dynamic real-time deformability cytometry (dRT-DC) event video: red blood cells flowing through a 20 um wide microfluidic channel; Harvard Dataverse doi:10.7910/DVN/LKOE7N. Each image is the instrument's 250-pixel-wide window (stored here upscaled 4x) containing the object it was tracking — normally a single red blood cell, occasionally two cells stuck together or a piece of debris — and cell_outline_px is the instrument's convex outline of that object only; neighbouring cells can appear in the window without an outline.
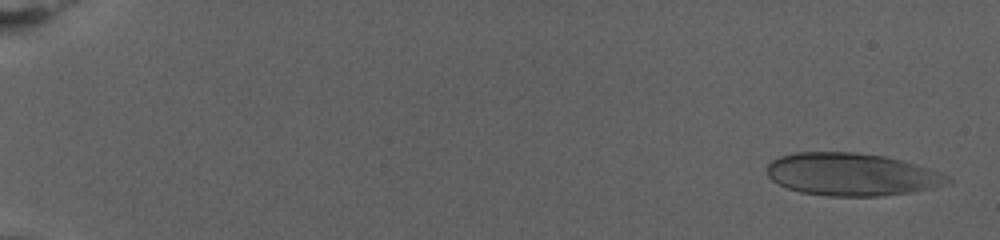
{"species": "human", "species_latin": "Homo sapiens", "temperature_condition": "warm", "stored_images_in_passage": 75, "camera_frame_rate_fps": 3000, "um_per_image_px": 0.085, "donor": {"sex": "female"}, "frame": {"image": 1, "passage_image": 3, "time_ms": 0.667, "image_size_px": [1000, 240], "cell_outline_px": [[952, 180], [928, 188], [912, 192], [880, 196], [828, 196], [800, 192], [788, 188], [772, 180], [768, 176], [768, 164], [772, 160], [780, 156], [796, 152], [856, 152], [884, 156], [900, 160], [928, 168], [948, 176]], "centroid_in_image_um": [72.33, 14.82], "position_along_channel_um": 12.7, "area_um2": 44.39}}
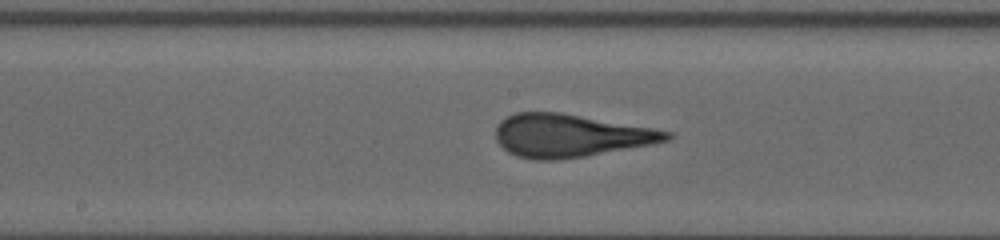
{"frame": {"image": 2, "passage_image": 42, "time_ms": 13.667, "image_size_px": [1000, 240], "cell_outline_px": [[672, 136], [668, 140], [652, 144], [584, 156], [556, 160], [532, 160], [516, 156], [508, 152], [496, 140], [496, 124], [500, 120], [516, 112], [560, 112], [652, 128], [672, 132]], "centroid_in_image_um": [48.42, 11.52], "position_along_channel_um": 199.8, "area_um2": 42.54}}
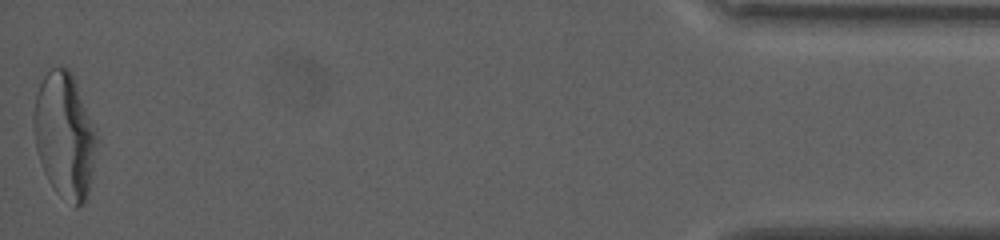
{"frame": {"image": 3, "passage_image": 75, "time_ms": 24.667, "image_size_px": [1000, 240], "cell_outline_px": [[100, 140], [88, 192], [84, 204], [76, 208], [60, 196], [56, 192], [48, 180], [44, 172], [36, 148], [32, 120], [32, 116], [36, 96], [40, 84], [44, 76], [52, 68], [60, 64], [68, 68], [72, 72], [76, 80], [96, 128]], "centroid_in_image_um": [5.53, 11.5], "position_along_channel_um": 429.7, "area_um2": 47.05}}